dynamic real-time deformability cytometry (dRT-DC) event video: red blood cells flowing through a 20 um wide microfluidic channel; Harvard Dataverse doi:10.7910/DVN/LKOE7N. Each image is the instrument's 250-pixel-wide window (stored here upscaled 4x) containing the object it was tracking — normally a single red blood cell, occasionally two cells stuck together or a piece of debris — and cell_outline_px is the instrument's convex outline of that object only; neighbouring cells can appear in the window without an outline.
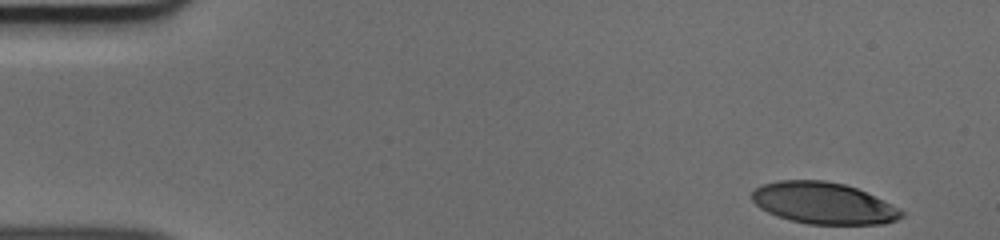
{"species": "human", "species_latin": "Homo sapiens", "temperature_condition": "cold", "stored_images_in_passage": 40, "camera_frame_rate_fps": 3000, "um_per_image_px": 0.085, "donor": {"sex": "male"}, "frame": {"image": 1, "passage_image": 1, "time_ms": 0.0, "image_size_px": [1000, 240], "cell_outline_px": [[904, 216], [896, 220], [884, 224], [808, 224], [776, 216], [760, 208], [752, 200], [752, 192], [756, 188], [764, 184], [780, 180], [824, 180], [844, 184], [856, 188], [884, 200], [900, 208], [904, 212]], "centroid_in_image_um": [70.02, 17.27], "position_along_channel_um": 15.0, "area_um2": 36.18}}
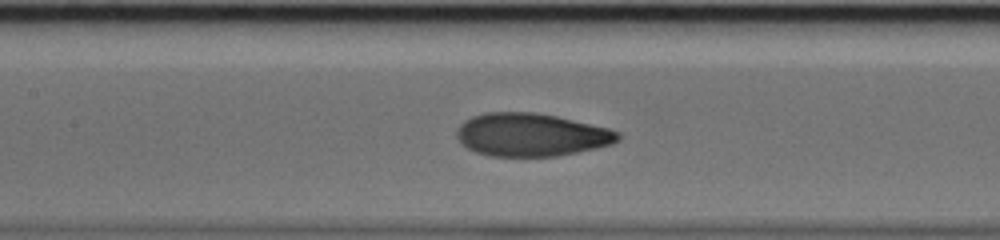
{"frame": {"image": 2, "passage_image": 21, "time_ms": 6.667, "image_size_px": [1000, 240], "cell_outline_px": [[620, 140], [612, 144], [596, 148], [556, 156], [488, 156], [476, 152], [468, 148], [456, 136], [456, 132], [460, 124], [464, 120], [472, 116], [484, 112], [532, 112], [556, 116], [608, 128], [620, 132]], "centroid_in_image_um": [45.14, 11.45], "position_along_channel_um": 162.3, "area_um2": 40.34}}
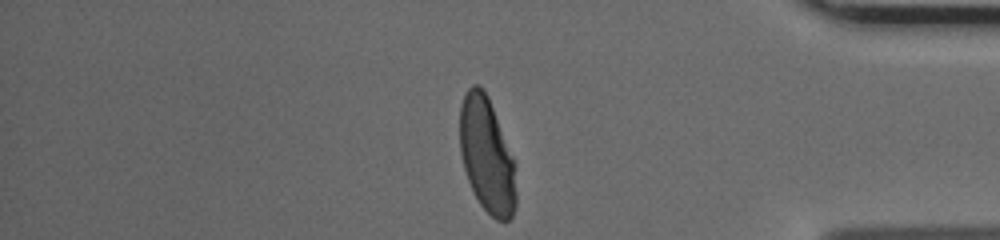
{"frame": {"image": 3, "passage_image": 40, "time_ms": 13.0, "image_size_px": [1000, 240], "cell_outline_px": [[516, 208], [512, 216], [508, 220], [496, 220], [480, 204], [472, 192], [464, 168], [460, 152], [460, 104], [468, 88], [472, 84], [480, 84], [484, 88], [488, 96], [512, 156], [516, 192]], "centroid_in_image_um": [41.36, 13.18], "position_along_channel_um": 393.8, "area_um2": 37.57}}